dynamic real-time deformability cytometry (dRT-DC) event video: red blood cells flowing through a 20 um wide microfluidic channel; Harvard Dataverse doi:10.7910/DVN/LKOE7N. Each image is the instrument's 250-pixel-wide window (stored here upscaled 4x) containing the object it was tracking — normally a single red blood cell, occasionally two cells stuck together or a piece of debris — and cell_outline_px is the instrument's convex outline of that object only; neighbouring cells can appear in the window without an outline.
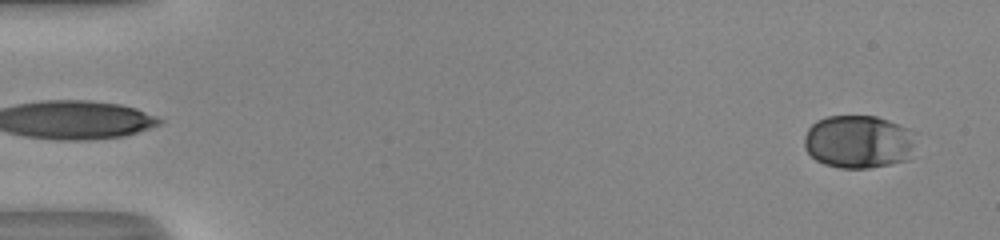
{"species": "human", "species_latin": "Homo sapiens", "temperature_condition": "room temperature", "stored_images_in_passage": 12, "camera_frame_rate_fps": 3000, "um_per_image_px": 0.085, "donor": {"sex": "male"}, "frame": {"image": 1, "passage_image": 3, "time_ms": 0.667, "image_size_px": [1000, 240], "cell_outline_px": [[916, 132], [908, 160], [868, 168], [840, 168], [824, 164], [816, 160], [804, 148], [804, 136], [808, 128], [816, 120], [828, 116], [876, 116], [888, 120], [908, 128]], "centroid_in_image_um": [72.95, 12.04], "position_along_channel_um": 12.1, "area_um2": 34.62}}